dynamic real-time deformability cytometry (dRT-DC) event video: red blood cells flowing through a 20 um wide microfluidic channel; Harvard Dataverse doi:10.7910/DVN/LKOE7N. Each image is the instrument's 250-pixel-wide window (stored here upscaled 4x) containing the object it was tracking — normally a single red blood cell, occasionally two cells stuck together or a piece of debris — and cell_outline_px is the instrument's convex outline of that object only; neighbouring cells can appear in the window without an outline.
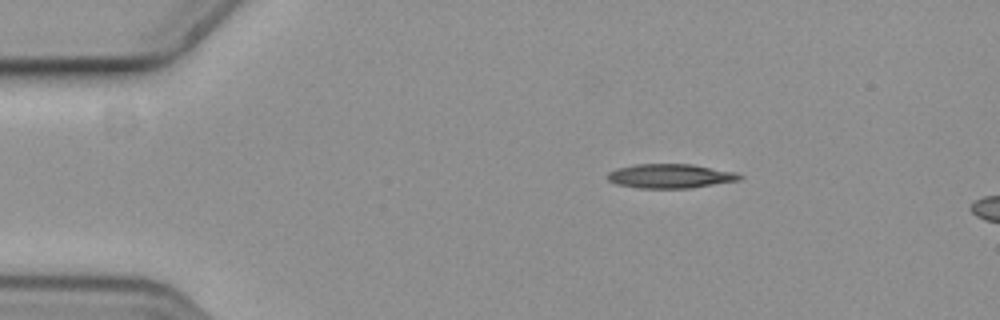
{"species": "common noctule bat (a hibernating species)", "species_latin": "Nyctalus noctula", "temperature_condition": "cold", "stored_images_in_passage": 15, "segment_of_instrument_passage": [2, 2], "camera_frame_rate_fps": 3000, "um_per_image_px": 0.085, "animal": {"sex": "female", "body_mass_g": 19.3, "forearm_length_mm": 54.1}, "frame": {"image": 1, "passage_image": 15, "time_ms": 4.667, "image_size_px": [1000, 320], "cell_outline_px": [[744, 176], [740, 180], [692, 188], [640, 188], [616, 184], [608, 180], [604, 176], [608, 172], [616, 168], [636, 164], [692, 164], [736, 172]], "centroid_in_image_um": [56.96, 14.96], "position_along_channel_um": 28.0, "area_um2": 18.84}}